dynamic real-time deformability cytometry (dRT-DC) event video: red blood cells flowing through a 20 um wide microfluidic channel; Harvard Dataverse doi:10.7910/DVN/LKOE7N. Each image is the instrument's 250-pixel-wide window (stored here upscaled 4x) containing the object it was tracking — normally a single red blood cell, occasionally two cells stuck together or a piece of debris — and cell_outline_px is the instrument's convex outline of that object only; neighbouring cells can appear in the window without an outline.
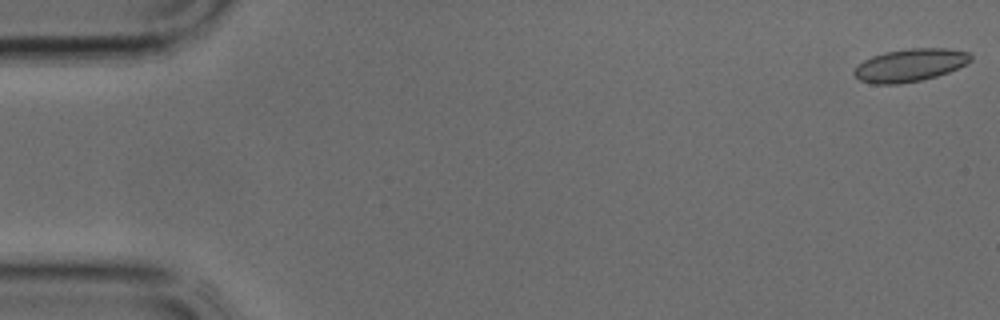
{"species": "common noctule bat (a hibernating species)", "species_latin": "Nyctalus noctula", "temperature_condition": "cold", "stored_images_in_passage": 6, "camera_frame_rate_fps": 3000, "um_per_image_px": 0.085, "animal": {"sex": "male", "body_mass_g": 17.9, "forearm_length_mm": 54.2}, "frame": {"image": 1, "passage_image": 1, "time_ms": 0.0, "image_size_px": [1000, 320], "cell_outline_px": [[972, 60], [948, 72], [924, 80], [900, 84], [872, 84], [860, 80], [852, 72], [856, 64], [872, 56], [884, 52], [908, 48], [948, 48], [968, 52], [972, 56]], "centroid_in_image_um": [77.31, 5.54], "position_along_channel_um": 7.7, "area_um2": 22.43}}